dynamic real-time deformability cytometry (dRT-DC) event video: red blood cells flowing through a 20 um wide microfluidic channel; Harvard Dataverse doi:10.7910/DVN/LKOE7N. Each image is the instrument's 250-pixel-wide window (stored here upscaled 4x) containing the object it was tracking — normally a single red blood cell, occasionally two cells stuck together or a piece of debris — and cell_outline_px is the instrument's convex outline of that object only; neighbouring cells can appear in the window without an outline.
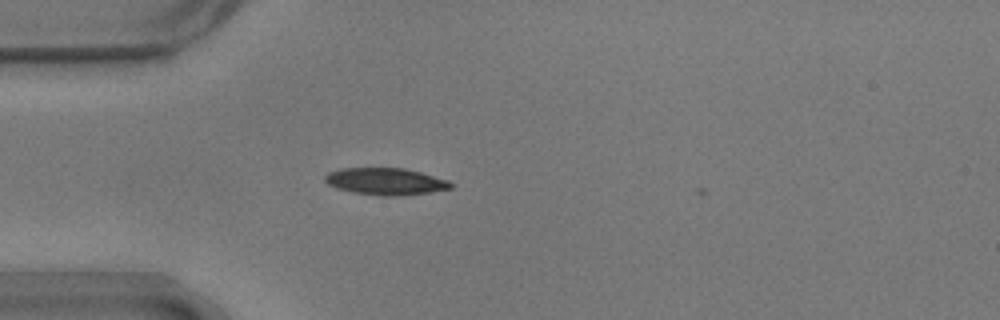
{"species": "common noctule bat (a hibernating species)", "species_latin": "Nyctalus noctula", "temperature_condition": "warm", "stored_images_in_passage": 3, "camera_frame_rate_fps": 3000, "um_per_image_px": 0.085, "animal": {"sex": "male", "body_mass_g": 17.9}, "frame": {"image": 1, "passage_image": 1, "time_ms": 0.0, "image_size_px": [1000, 320], "cell_outline_px": [[452, 188], [432, 192], [400, 196], [380, 196], [352, 192], [336, 188], [328, 184], [324, 180], [324, 176], [328, 172], [340, 168], [404, 168], [420, 172], [448, 180], [452, 184]], "centroid_in_image_um": [32.75, 15.43], "position_along_channel_um": 52.2, "area_um2": 19.88}}